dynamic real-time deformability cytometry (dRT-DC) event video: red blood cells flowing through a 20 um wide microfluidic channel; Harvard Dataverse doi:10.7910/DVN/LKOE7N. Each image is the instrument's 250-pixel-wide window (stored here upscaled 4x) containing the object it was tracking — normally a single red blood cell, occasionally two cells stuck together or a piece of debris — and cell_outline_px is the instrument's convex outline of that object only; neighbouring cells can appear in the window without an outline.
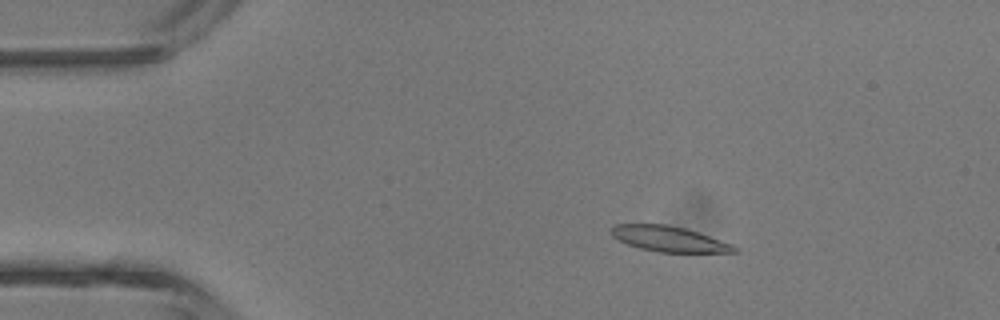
{"species": "common noctule bat (a hibernating species)", "species_latin": "Nyctalus noctula", "temperature_condition": "room temperature", "stored_images_in_passage": 5, "camera_frame_rate_fps": 3000, "um_per_image_px": 0.085, "animal": {"sex": "male", "body_mass_g": 13.3}, "frame": {"image": 1, "passage_image": 3, "time_ms": 2.333, "image_size_px": [1000, 320], "cell_outline_px": [[740, 252], [656, 252], [640, 248], [628, 244], [612, 236], [608, 228], [612, 224], [668, 224], [684, 228], [732, 244], [740, 248]], "centroid_in_image_um": [56.83, 20.3], "position_along_channel_um": 28.2, "area_um2": 18.26}}
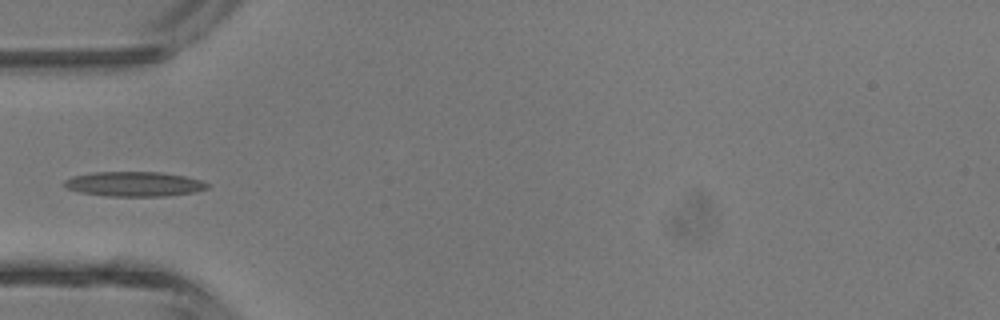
{"frame": {"image": 2, "passage_image": 5, "time_ms": 4.667, "image_size_px": [1000, 320], "cell_outline_px": [[208, 188], [196, 192], [164, 196], [108, 196], [80, 192], [68, 188], [64, 184], [64, 180], [72, 176], [92, 172], [160, 172], [184, 176], [200, 180], [208, 184]], "centroid_in_image_um": [11.4, 15.64], "position_along_channel_um": 73.6, "area_um2": 20.52}}